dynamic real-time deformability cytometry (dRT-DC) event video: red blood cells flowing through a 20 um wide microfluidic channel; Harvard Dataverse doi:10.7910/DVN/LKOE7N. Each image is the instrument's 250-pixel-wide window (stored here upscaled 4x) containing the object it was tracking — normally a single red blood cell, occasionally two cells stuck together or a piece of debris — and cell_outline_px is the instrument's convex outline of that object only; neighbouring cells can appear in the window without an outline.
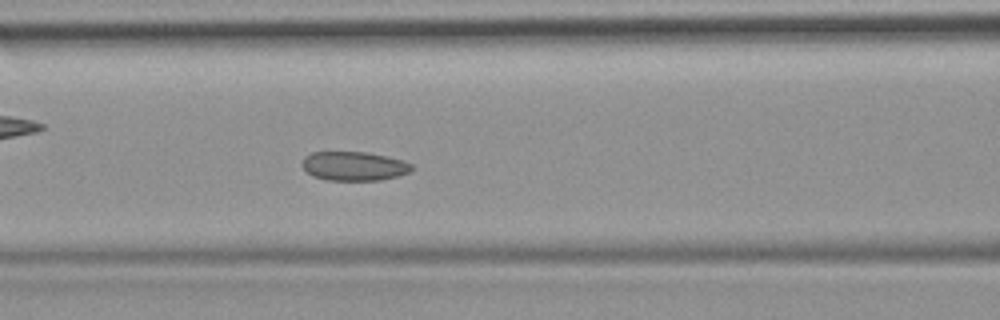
{"species": "common noctule bat (a hibernating species)", "species_latin": "Nyctalus noctula", "temperature_condition": "room temperature", "stored_images_in_passage": 34, "camera_frame_rate_fps": 3000, "um_per_image_px": 0.085, "animal": {"sex": "female", "body_mass_g": 19.9}, "frame": {"image": 1, "passage_image": 6, "time_ms": 1.667, "image_size_px": [1000, 320], "cell_outline_px": [[412, 168], [408, 172], [396, 176], [380, 180], [328, 180], [312, 176], [300, 164], [304, 156], [312, 152], [368, 152], [404, 160], [412, 164]], "centroid_in_image_um": [30.06, 14.11], "position_along_channel_um": 136.5, "area_um2": 18.55}}
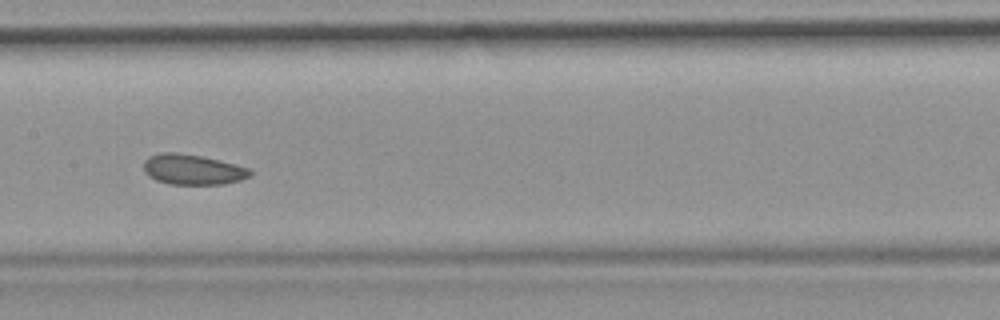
{"frame": {"image": 2, "passage_image": 10, "time_ms": 3.0, "image_size_px": [1000, 320], "cell_outline_px": [[252, 176], [240, 180], [224, 184], [168, 184], [156, 180], [148, 176], [144, 172], [144, 160], [148, 156], [160, 152], [176, 152], [200, 156], [248, 168], [252, 172]], "centroid_in_image_um": [16.33, 14.41], "position_along_channel_um": 191.1, "area_um2": 18.73}}